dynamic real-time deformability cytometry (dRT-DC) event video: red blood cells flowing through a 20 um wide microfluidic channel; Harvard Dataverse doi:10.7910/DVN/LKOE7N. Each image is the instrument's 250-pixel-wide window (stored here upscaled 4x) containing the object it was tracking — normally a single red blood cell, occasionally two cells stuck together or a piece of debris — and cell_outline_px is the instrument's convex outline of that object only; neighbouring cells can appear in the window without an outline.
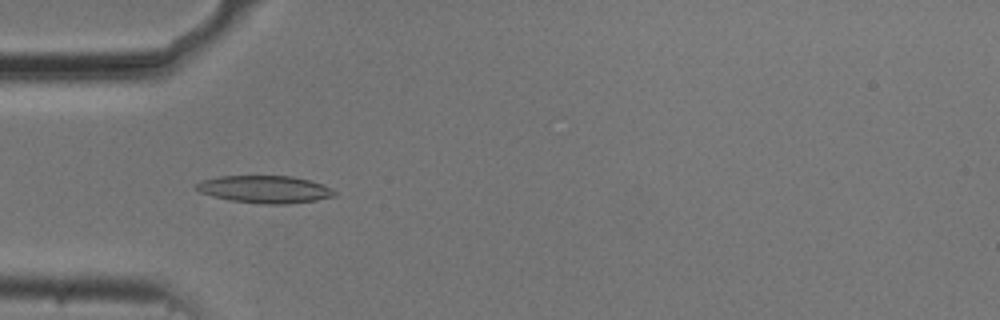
{"species": "common noctule bat (a hibernating species)", "species_latin": "Nyctalus noctula", "temperature_condition": "cold", "stored_images_in_passage": 53, "camera_frame_rate_fps": 3000, "um_per_image_px": 0.085, "animal": {"sex": "male", "body_mass_g": 20.5, "forearm_length_mm": 52.5}, "frame": {"image": 1, "passage_image": 16, "time_ms": 5.0, "image_size_px": [1000, 320], "cell_outline_px": [[336, 196], [316, 200], [288, 204], [260, 204], [228, 200], [212, 196], [200, 192], [192, 188], [192, 184], [200, 180], [220, 176], [292, 176], [324, 184], [332, 188], [336, 192]], "centroid_in_image_um": [22.46, 16.09], "position_along_channel_um": 62.5, "area_um2": 22.48}}
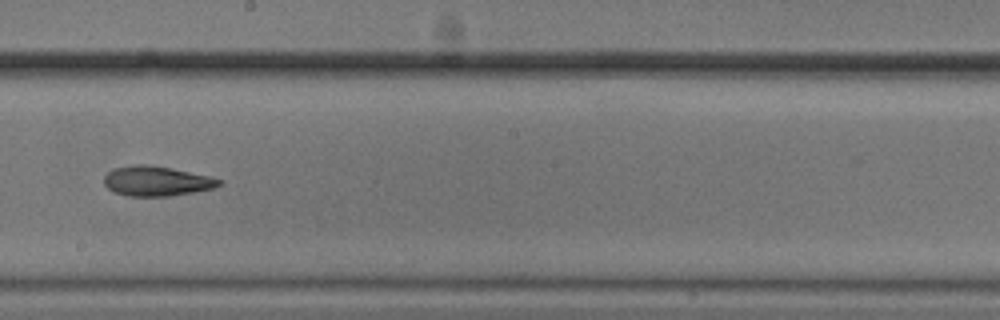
{"frame": {"image": 2, "passage_image": 30, "time_ms": 9.667, "image_size_px": [1000, 320], "cell_outline_px": [[224, 180], [216, 188], [168, 196], [128, 196], [112, 192], [104, 184], [104, 176], [112, 168], [132, 164], [144, 164], [172, 168], [208, 176]], "centroid_in_image_um": [13.27, 15.39], "position_along_channel_um": 234.9, "area_um2": 20.11}}
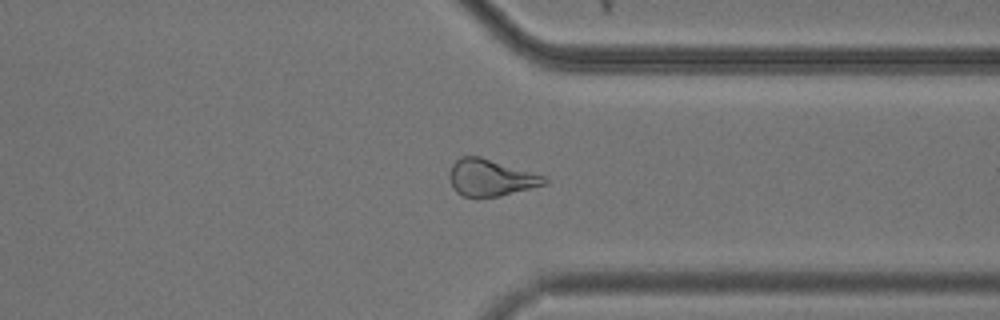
{"frame": {"image": 3, "passage_image": 41, "time_ms": 13.333, "image_size_px": [1000, 320], "cell_outline_px": [[548, 184], [500, 196], [476, 200], [460, 196], [456, 192], [448, 176], [448, 172], [452, 164], [460, 156], [480, 156], [548, 176]], "centroid_in_image_um": [41.71, 15.13], "position_along_channel_um": 369.7, "area_um2": 21.15}, "authors_computed_cell_mechanics": {"area_um2": 20.7502, "velocity_mm_per_s": 3.7097, "shape_relaxation_time_tau1_ms": 5.5529, "shape_relaxation_time_tau2_ms": 4.1053, "deformation_change_tau1": 0.1609, "deformation_change_tau2": 0.1319}}